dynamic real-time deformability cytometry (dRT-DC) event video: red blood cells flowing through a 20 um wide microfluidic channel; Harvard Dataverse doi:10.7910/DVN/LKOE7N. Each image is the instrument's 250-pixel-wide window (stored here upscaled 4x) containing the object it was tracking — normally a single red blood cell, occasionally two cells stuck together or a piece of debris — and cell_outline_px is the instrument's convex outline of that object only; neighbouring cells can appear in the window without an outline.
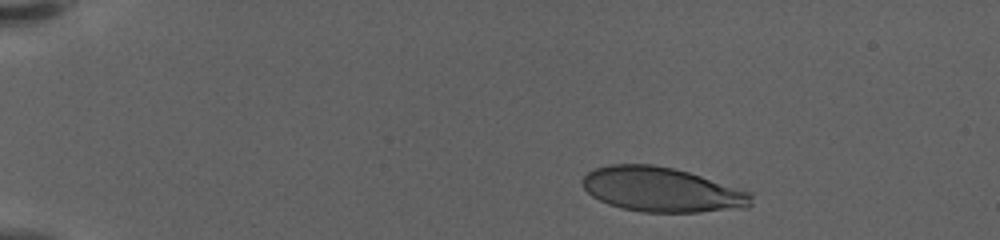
{"species": "human", "species_latin": "Homo sapiens", "temperature_condition": "warm", "stored_images_in_passage": 49, "camera_frame_rate_fps": 3000, "um_per_image_px": 0.085, "donor": {"sex": "female"}, "frame": {"image": 1, "passage_image": 1, "time_ms": 0.0, "image_size_px": [1000, 240], "cell_outline_px": [[752, 204], [748, 208], [700, 212], [644, 212], [620, 208], [608, 204], [592, 196], [584, 188], [580, 180], [588, 172], [596, 168], [608, 164], [652, 164], [672, 168], [688, 172], [752, 192]], "centroid_in_image_um": [56.26, 16.12], "position_along_channel_um": 28.7, "area_um2": 44.04}}
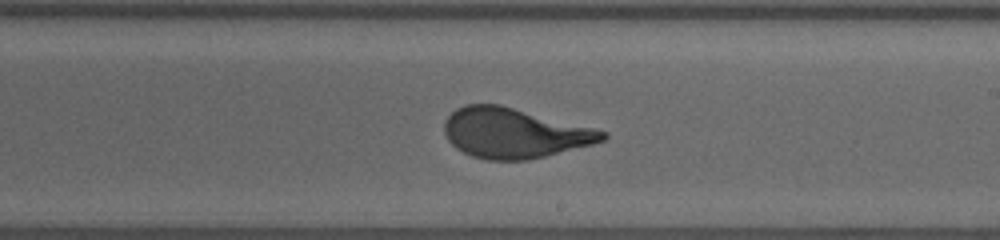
{"frame": {"image": 2, "passage_image": 27, "time_ms": 8.667, "image_size_px": [1000, 240], "cell_outline_px": [[608, 136], [604, 140], [592, 144], [528, 160], [484, 160], [472, 156], [456, 148], [448, 140], [444, 132], [444, 120], [456, 108], [464, 104], [500, 104], [608, 132]], "centroid_in_image_um": [43.66, 11.31], "position_along_channel_um": 245.3, "area_um2": 45.84}}
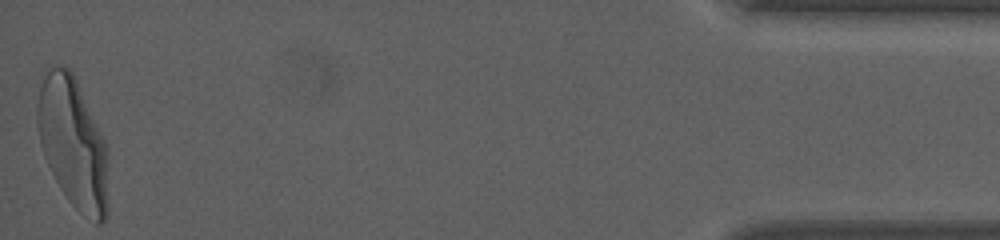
{"frame": {"image": 3, "passage_image": 49, "time_ms": 16.0, "image_size_px": [1000, 240], "cell_outline_px": [[108, 216], [100, 224], [96, 224], [80, 212], [68, 200], [60, 188], [44, 156], [40, 144], [36, 124], [36, 108], [44, 68], [64, 64], [72, 72], [76, 80], [104, 140], [108, 204]], "centroid_in_image_um": [6.16, 12.14], "position_along_channel_um": 429.0, "area_um2": 53.58}, "authors_computed_cell_mechanics": {"area_um2": 46.529, "velocity_mm_per_s": 3.5908, "shape_relaxation_time_tau1_ms": 4.1673, "shape_relaxation_time_tau2_ms": null, "deformation_change_tau1": 0.2244, "deformation_change_tau2": null}}